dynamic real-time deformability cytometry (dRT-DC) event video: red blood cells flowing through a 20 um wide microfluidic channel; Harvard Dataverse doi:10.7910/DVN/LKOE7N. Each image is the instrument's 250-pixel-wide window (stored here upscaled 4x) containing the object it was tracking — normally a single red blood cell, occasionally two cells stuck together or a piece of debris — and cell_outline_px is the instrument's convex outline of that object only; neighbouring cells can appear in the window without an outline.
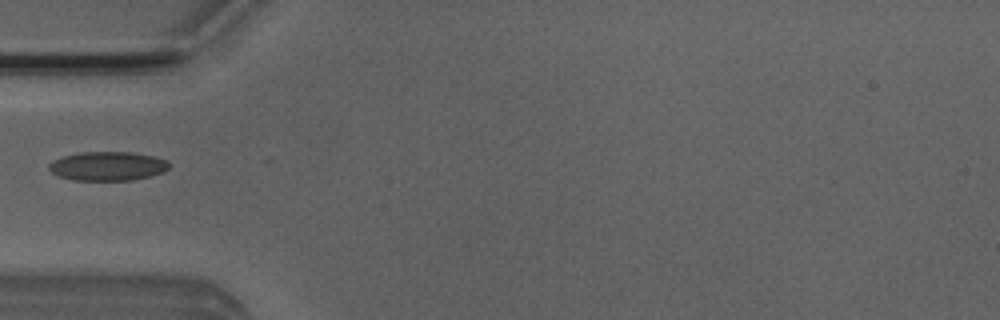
{"species": "Egyptian fruit bat (a non-hibernating species)", "species_latin": "Rousettus aegyptiacus", "temperature_condition": "room temperature", "stored_images_in_passage": 16, "camera_frame_rate_fps": 3000, "um_per_image_px": 0.085, "animal": {"sex": "male"}, "frame": {"image": 1, "passage_image": 1, "time_ms": 0.0, "image_size_px": [1000, 320], "cell_outline_px": [[168, 168], [164, 172], [152, 176], [132, 180], [72, 180], [56, 176], [48, 168], [48, 164], [52, 160], [60, 156], [80, 152], [132, 152], [156, 156], [168, 160]], "centroid_in_image_um": [9.13, 14.11], "position_along_channel_um": 75.9, "area_um2": 20.69}}
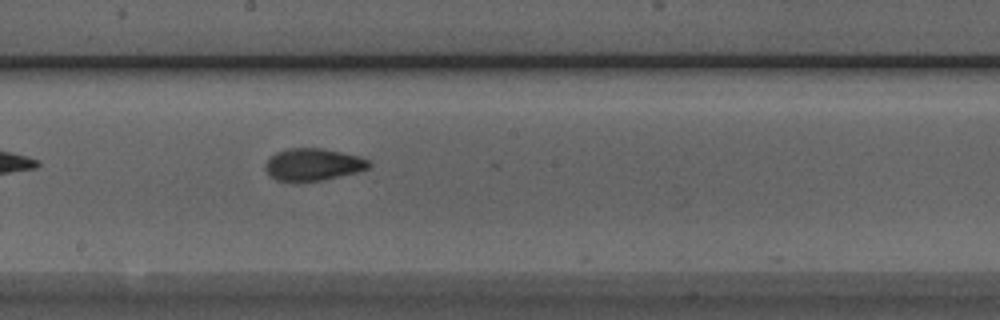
{"frame": {"image": 2, "passage_image": 12, "time_ms": 3.667, "image_size_px": [1000, 320], "cell_outline_px": [[372, 164], [368, 168], [356, 172], [324, 180], [276, 180], [264, 168], [264, 164], [276, 152], [288, 148], [320, 148], [360, 156], [368, 160]], "centroid_in_image_um": [26.63, 13.96], "position_along_channel_um": 221.6, "area_um2": 19.07}}
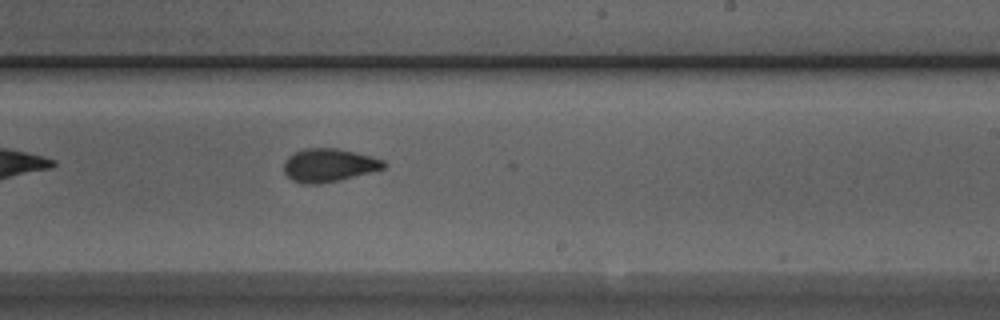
{"frame": {"image": 3, "passage_image": 15, "time_ms": 4.667, "image_size_px": [1000, 320], "cell_outline_px": [[388, 164], [384, 168], [320, 184], [300, 184], [292, 180], [284, 172], [284, 160], [288, 156], [304, 148], [336, 148], [384, 160]], "centroid_in_image_um": [27.89, 14.04], "position_along_channel_um": 261.1, "area_um2": 19.02}}